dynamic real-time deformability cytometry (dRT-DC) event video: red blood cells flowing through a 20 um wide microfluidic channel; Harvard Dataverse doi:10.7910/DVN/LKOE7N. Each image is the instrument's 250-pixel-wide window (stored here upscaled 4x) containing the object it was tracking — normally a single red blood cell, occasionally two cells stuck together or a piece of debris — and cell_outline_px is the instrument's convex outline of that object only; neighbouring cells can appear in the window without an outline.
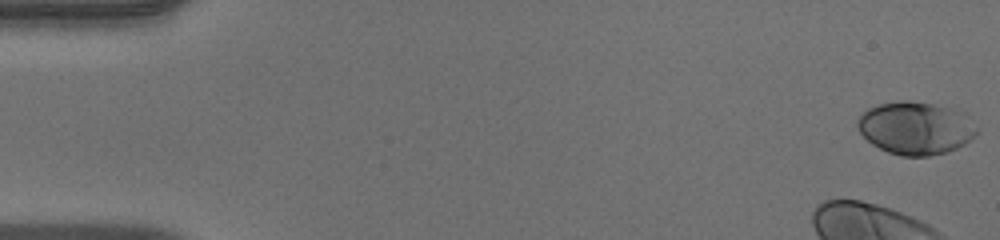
{"species": "human", "species_latin": "Homo sapiens", "temperature_condition": "warm", "stored_images_in_passage": 39, "camera_frame_rate_fps": 3000, "um_per_image_px": 0.085, "donor": {"sex": "male"}, "frame": {"image": 1, "passage_image": 1, "time_ms": 0.0, "image_size_px": [1000, 240], "cell_outline_px": [[976, 132], [972, 140], [948, 152], [928, 156], [900, 156], [888, 152], [872, 144], [856, 128], [856, 120], [868, 108], [880, 104], [900, 100], [908, 100], [956, 108], [968, 112], [976, 128]], "centroid_in_image_um": [77.86, 10.87], "position_along_channel_um": 7.1, "area_um2": 37.11}}